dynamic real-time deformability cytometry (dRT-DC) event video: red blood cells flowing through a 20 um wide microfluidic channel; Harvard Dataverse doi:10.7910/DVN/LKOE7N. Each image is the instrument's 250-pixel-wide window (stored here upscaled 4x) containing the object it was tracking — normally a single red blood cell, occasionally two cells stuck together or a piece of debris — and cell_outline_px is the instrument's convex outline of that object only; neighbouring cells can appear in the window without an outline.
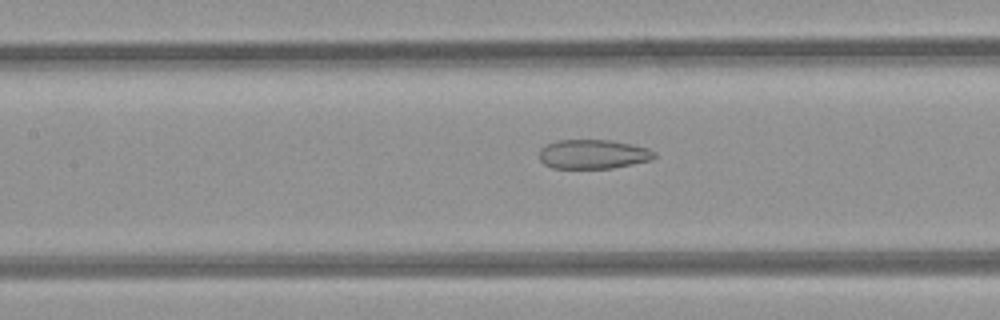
{"species": "common noctule bat (a hibernating species)", "species_latin": "Nyctalus noctula", "temperature_condition": "room temperature", "stored_images_in_passage": 45, "camera_frame_rate_fps": 3000, "um_per_image_px": 0.085, "animal": {"sex": "female", "body_mass_g": 21.9}, "frame": {"image": 1, "passage_image": 18, "time_ms": 5.667, "image_size_px": [1000, 320], "cell_outline_px": [[656, 156], [652, 160], [612, 168], [552, 168], [544, 164], [540, 160], [540, 148], [544, 144], [556, 140], [612, 140], [632, 144], [648, 148], [656, 152]], "centroid_in_image_um": [50.41, 13.1], "position_along_channel_um": 157.0, "area_um2": 19.83}}
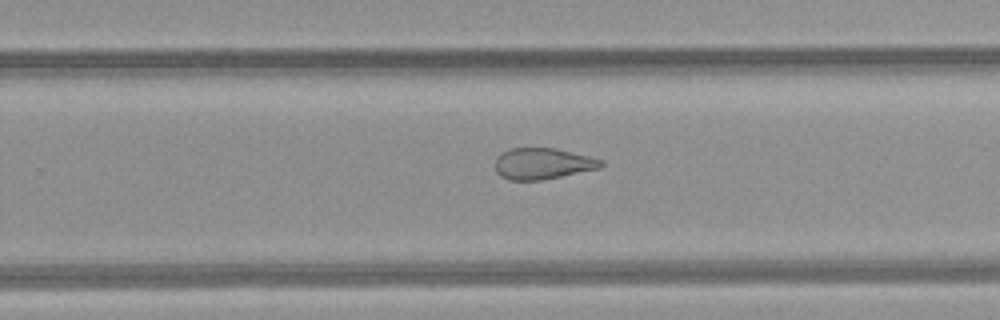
{"frame": {"image": 2, "passage_image": 27, "time_ms": 8.667, "image_size_px": [1000, 320], "cell_outline_px": [[604, 164], [600, 168], [540, 180], [508, 180], [500, 176], [496, 172], [496, 156], [500, 152], [508, 148], [556, 148], [604, 160]], "centroid_in_image_um": [46.09, 13.9], "position_along_channel_um": 283.7, "area_um2": 19.31}}
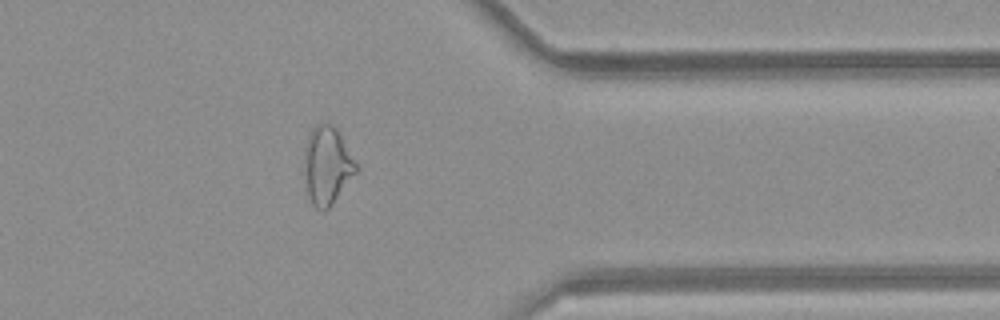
{"frame": {"image": 3, "passage_image": 35, "time_ms": 11.333, "image_size_px": [1000, 320], "cell_outline_px": [[356, 172], [332, 204], [328, 208], [316, 208], [312, 204], [308, 196], [304, 168], [304, 152], [308, 136], [312, 128], [316, 124], [332, 124], [336, 128], [356, 164]], "centroid_in_image_um": [27.77, 14.05], "position_along_channel_um": 383.6, "area_um2": 22.89}, "authors_computed_cell_mechanics": {"area_um2": 24.5072, "velocity_mm_per_s": 4.2305, "shape_relaxation_time_tau1_ms": null, "shape_relaxation_time_tau2_ms": 2.4972, "deformation_change_tau1": null, "deformation_change_tau2": 0.0996}}